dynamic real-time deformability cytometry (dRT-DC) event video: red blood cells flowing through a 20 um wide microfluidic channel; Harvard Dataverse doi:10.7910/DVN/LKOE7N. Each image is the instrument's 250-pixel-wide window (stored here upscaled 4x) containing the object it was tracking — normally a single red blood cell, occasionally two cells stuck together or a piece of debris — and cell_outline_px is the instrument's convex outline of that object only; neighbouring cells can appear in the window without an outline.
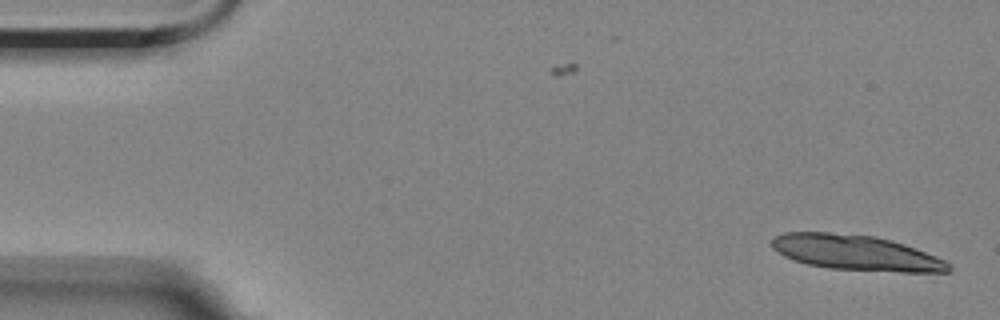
{"species": "Egyptian fruit bat (a non-hibernating species)", "species_latin": "Rousettus aegyptiacus", "temperature_condition": "room temperature", "stored_images_in_passage": 3, "camera_frame_rate_fps": 3000, "um_per_image_px": 0.085, "animal": {"sex": "female"}, "frame": {"image": 1, "passage_image": 3, "time_ms": 2.333, "image_size_px": [1000, 320], "cell_outline_px": [[952, 268], [948, 272], [900, 272], [828, 268], [808, 264], [784, 256], [772, 248], [772, 236], [784, 232], [828, 232], [872, 236], [892, 240], [904, 244], [936, 256], [944, 260]], "centroid_in_image_um": [72.74, 21.48], "position_along_channel_um": 12.3, "area_um2": 36.18}}